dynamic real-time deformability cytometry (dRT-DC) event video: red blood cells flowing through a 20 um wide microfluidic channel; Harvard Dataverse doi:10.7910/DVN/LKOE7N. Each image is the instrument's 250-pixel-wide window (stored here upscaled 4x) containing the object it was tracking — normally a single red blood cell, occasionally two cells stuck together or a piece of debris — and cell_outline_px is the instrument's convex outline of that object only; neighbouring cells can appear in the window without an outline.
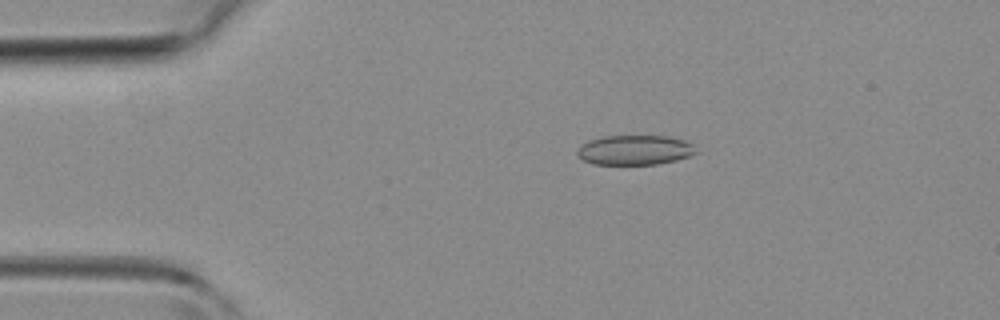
{"species": "common noctule bat (a hibernating species)", "species_latin": "Nyctalus noctula", "temperature_condition": "room temperature", "stored_images_in_passage": 43, "camera_frame_rate_fps": 3000, "um_per_image_px": 0.085, "animal": {"sex": "female", "body_mass_g": 19.3, "forearm_length_mm": 54.1}, "frame": {"image": 1, "passage_image": 7, "time_ms": 2.0, "image_size_px": [1000, 320], "cell_outline_px": [[696, 152], [688, 156], [676, 160], [656, 164], [592, 164], [576, 156], [576, 152], [580, 144], [588, 140], [604, 136], [668, 136], [688, 140], [692, 144]], "centroid_in_image_um": [53.91, 12.74], "position_along_channel_um": 31.1, "area_um2": 20.69}}
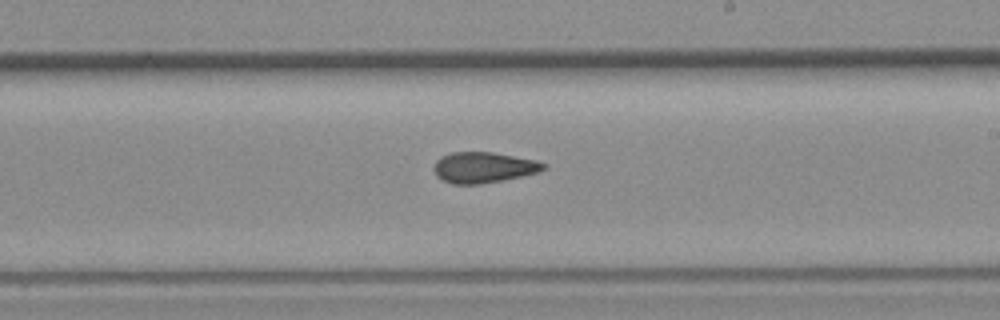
{"frame": {"image": 2, "passage_image": 24, "time_ms": 7.667, "image_size_px": [1000, 320], "cell_outline_px": [[548, 164], [540, 172], [480, 184], [452, 184], [436, 176], [432, 168], [436, 160], [440, 156], [452, 152], [492, 152], [536, 160]], "centroid_in_image_um": [41.07, 14.22], "position_along_channel_um": 247.9, "area_um2": 19.65}}
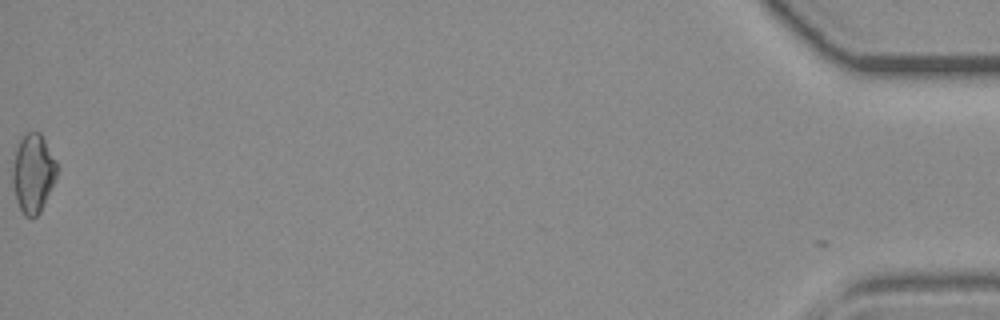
{"frame": {"image": 3, "passage_image": 43, "time_ms": 14.0, "image_size_px": [1000, 320], "cell_outline_px": [[56, 180], [40, 212], [36, 216], [24, 216], [16, 200], [12, 184], [12, 168], [16, 148], [20, 140], [28, 132], [40, 132], [56, 160]], "centroid_in_image_um": [2.81, 14.73], "position_along_channel_um": 432.4, "area_um2": 20.23}}